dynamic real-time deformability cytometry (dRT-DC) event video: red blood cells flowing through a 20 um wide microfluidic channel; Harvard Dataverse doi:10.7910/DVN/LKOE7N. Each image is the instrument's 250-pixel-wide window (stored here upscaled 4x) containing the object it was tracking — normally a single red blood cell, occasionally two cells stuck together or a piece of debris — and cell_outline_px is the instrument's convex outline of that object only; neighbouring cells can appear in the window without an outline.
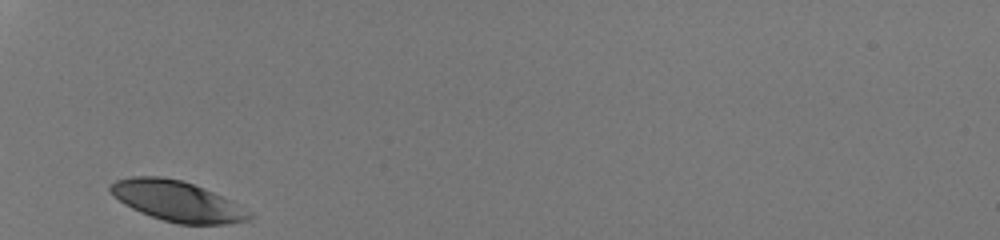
{"species": "human", "species_latin": "Homo sapiens", "temperature_condition": "room temperature", "stored_images_in_passage": 25, "camera_frame_rate_fps": 3000, "um_per_image_px": 0.085, "donor": {"sex": "male"}, "frame": {"image": 1, "passage_image": 1, "time_ms": 0.0, "image_size_px": [1000, 240], "cell_outline_px": [[256, 216], [248, 220], [228, 224], [180, 224], [164, 220], [140, 212], [124, 204], [108, 188], [116, 180], [132, 176], [160, 176], [180, 180], [192, 184], [232, 200], [252, 212]], "centroid_in_image_um": [15.12, 17.1], "position_along_channel_um": 69.9, "area_um2": 32.43}}
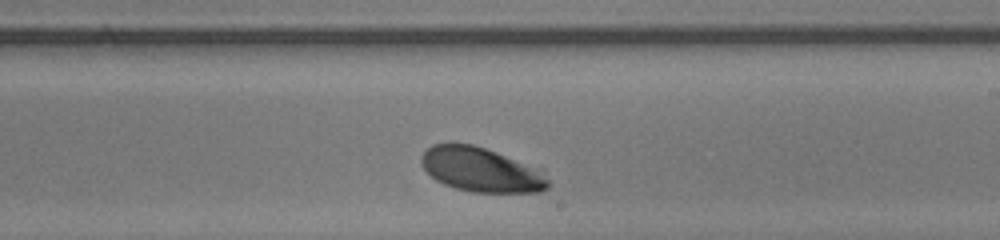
{"frame": {"image": 2, "passage_image": 15, "time_ms": 4.667, "image_size_px": [1000, 240], "cell_outline_px": [[548, 188], [540, 192], [472, 192], [456, 188], [444, 184], [436, 180], [420, 164], [420, 156], [432, 144], [472, 144], [544, 168], [548, 180]], "centroid_in_image_um": [40.95, 14.43], "position_along_channel_um": 248.0, "area_um2": 33.0}}
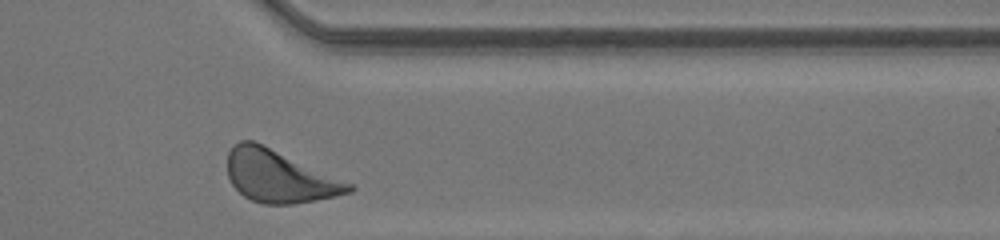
{"frame": {"image": 3, "passage_image": 25, "time_ms": 8.0, "image_size_px": [1000, 240], "cell_outline_px": [[356, 188], [352, 192], [316, 200], [292, 204], [264, 204], [252, 200], [244, 196], [232, 184], [228, 176], [228, 152], [232, 144], [240, 140], [252, 140], [352, 184]], "centroid_in_image_um": [23.7, 14.99], "position_along_channel_um": 387.7, "area_um2": 36.36}, "authors_computed_cell_mechanics": {"area_um2": 33.3506, "velocity_mm_per_s": 4.1676, "shape_relaxation_time_tau1_ms": 1.1654, "shape_relaxation_time_tau2_ms": null, "deformation_change_tau1": 0.1146, "deformation_change_tau2": null}}